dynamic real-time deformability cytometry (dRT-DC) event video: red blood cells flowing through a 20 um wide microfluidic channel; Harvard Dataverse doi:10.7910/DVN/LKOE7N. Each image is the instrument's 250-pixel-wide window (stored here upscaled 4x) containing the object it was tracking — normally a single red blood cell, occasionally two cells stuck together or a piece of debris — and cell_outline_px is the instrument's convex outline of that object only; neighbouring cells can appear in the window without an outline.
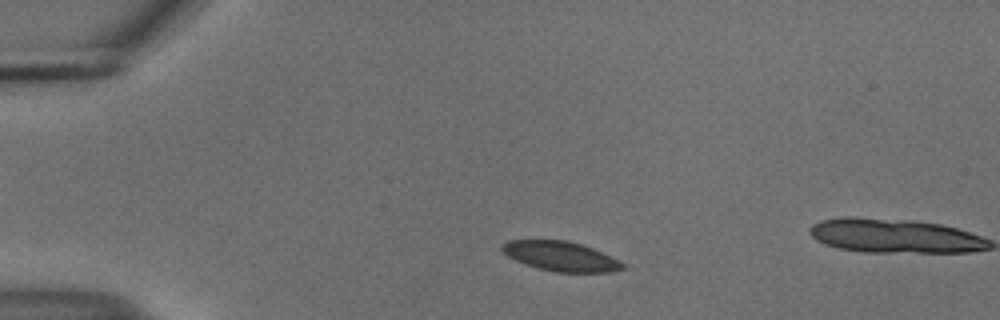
{"species": "common noctule bat (a hibernating species)", "species_latin": "Nyctalus noctula", "temperature_condition": "cold", "stored_images_in_passage": 10, "camera_frame_rate_fps": 3000, "um_per_image_px": 0.085, "animal": {"sex": "male", "body_mass_g": 18.8}, "frame": {"image": 1, "passage_image": 6, "time_ms": 1.667, "image_size_px": [1000, 320], "cell_outline_px": [[628, 268], [612, 272], [556, 272], [540, 268], [516, 260], [508, 256], [500, 248], [500, 244], [508, 240], [568, 240], [592, 248], [620, 260]], "centroid_in_image_um": [47.7, 21.77], "position_along_channel_um": 37.3, "area_um2": 20.75}}